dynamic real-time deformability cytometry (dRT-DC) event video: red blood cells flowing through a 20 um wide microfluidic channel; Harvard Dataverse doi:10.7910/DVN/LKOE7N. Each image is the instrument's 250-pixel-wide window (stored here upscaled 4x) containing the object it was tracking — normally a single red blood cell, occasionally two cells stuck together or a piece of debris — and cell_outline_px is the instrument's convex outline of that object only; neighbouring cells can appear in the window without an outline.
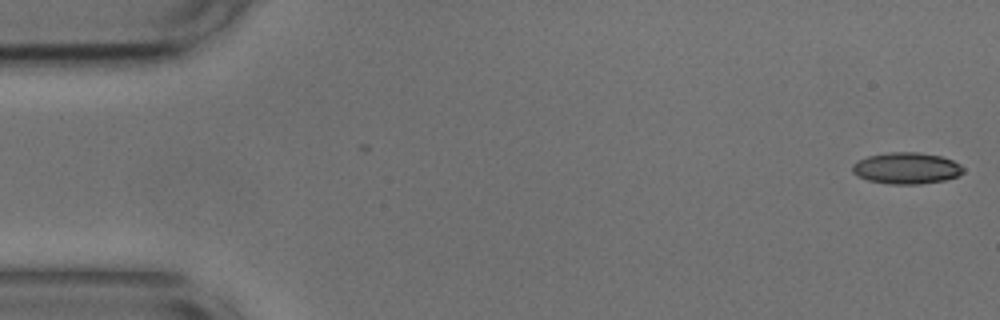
{"species": "common noctule bat (a hibernating species)", "species_latin": "Nyctalus noctula", "temperature_condition": "cold", "stored_images_in_passage": 53, "camera_frame_rate_fps": 3000, "um_per_image_px": 0.085, "animal": {"sex": "male", "body_mass_g": 17.9, "forearm_length_mm": 54.2}, "frame": {"image": 1, "passage_image": 1, "time_ms": 0.0, "image_size_px": [1000, 320], "cell_outline_px": [[964, 172], [956, 176], [944, 180], [920, 184], [888, 184], [868, 180], [856, 176], [852, 172], [852, 164], [868, 156], [892, 152], [916, 152], [940, 156], [952, 160], [960, 164], [964, 168]], "centroid_in_image_um": [77.04, 14.3], "position_along_channel_um": 8.0, "area_um2": 20.23}}
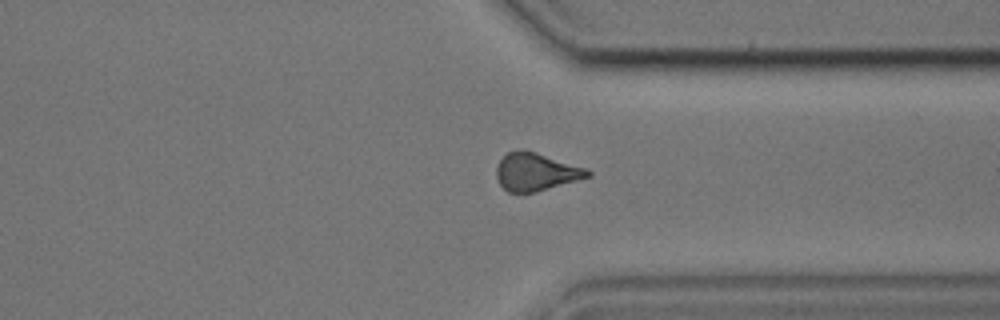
{"frame": {"image": 2, "passage_image": 40, "time_ms": 13.0, "image_size_px": [1000, 320], "cell_outline_px": [[592, 176], [532, 192], [508, 192], [500, 184], [496, 176], [496, 168], [500, 160], [508, 152], [524, 148], [588, 168], [592, 172]], "centroid_in_image_um": [45.57, 14.57], "position_along_channel_um": 365.8, "area_um2": 20.06}}
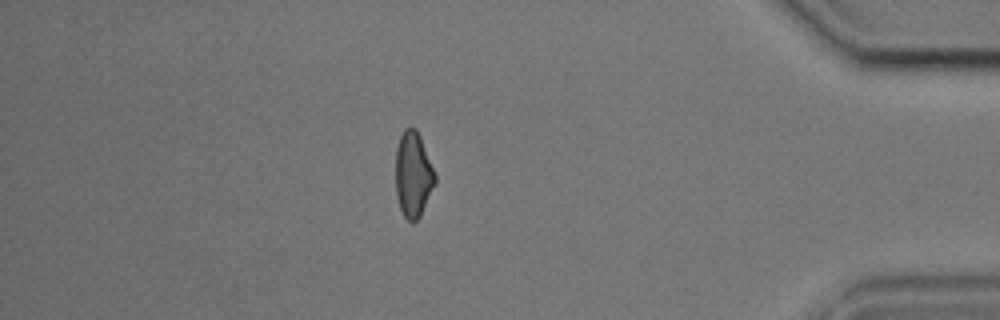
{"frame": {"image": 3, "passage_image": 46, "time_ms": 15.0, "image_size_px": [1000, 320], "cell_outline_px": [[436, 184], [420, 216], [412, 224], [404, 216], [400, 208], [396, 196], [396, 148], [400, 136], [404, 128], [416, 128], [420, 136], [436, 176]], "centroid_in_image_um": [35.12, 14.85], "position_along_channel_um": 400.1, "area_um2": 19.65}, "authors_computed_cell_mechanics": {"area_um2": 20.23, "velocity_mm_per_s": 3.714, "shape_relaxation_time_tau1_ms": 9.4064, "shape_relaxation_time_tau2_ms": 2.6278, "deformation_change_tau1": 0.1739, "deformation_change_tau2": 0.0937}}